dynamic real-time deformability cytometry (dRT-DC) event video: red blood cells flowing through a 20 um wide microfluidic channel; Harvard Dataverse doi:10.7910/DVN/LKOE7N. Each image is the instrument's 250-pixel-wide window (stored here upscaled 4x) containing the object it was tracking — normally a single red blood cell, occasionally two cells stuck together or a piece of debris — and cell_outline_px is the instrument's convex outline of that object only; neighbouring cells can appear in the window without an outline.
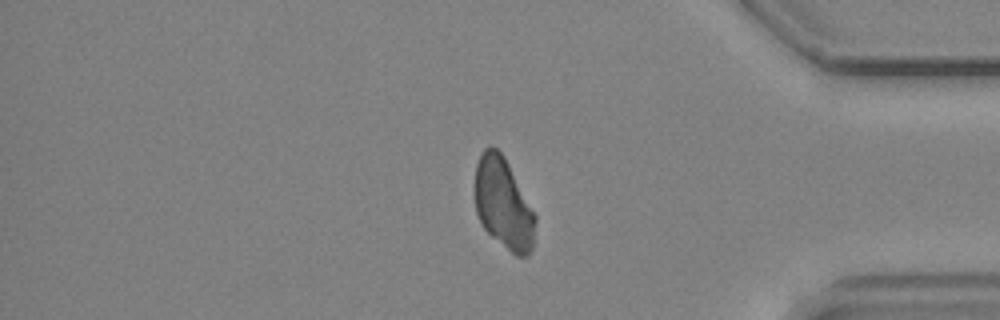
{"species": "common noctule bat (a hibernating species)", "species_latin": "Nyctalus noctula", "temperature_condition": "cold", "stored_images_in_passage": 41, "segment_of_instrument_passage": [1, 2], "camera_frame_rate_fps": 3000, "um_per_image_px": 0.085, "animal": {"sex": "male", "body_mass_g": 19.2, "forearm_length_mm": 51.8}, "frame": {"image": 1, "passage_image": 31, "time_ms": 10.0, "image_size_px": [1000, 320], "cell_outline_px": [[536, 220], [532, 248], [528, 256], [516, 256], [492, 236], [484, 228], [476, 212], [476, 164], [480, 152], [484, 148], [492, 144], [504, 156], [536, 216]], "centroid_in_image_um": [42.79, 17.29], "position_along_channel_um": 392.4, "area_um2": 31.67}}
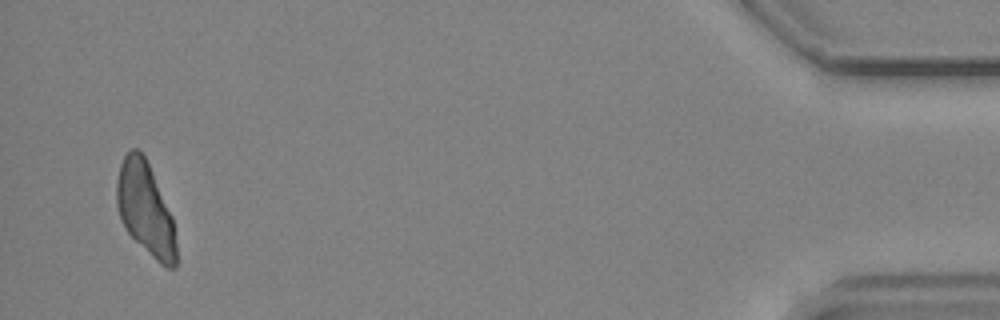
{"frame": {"image": 2, "passage_image": 38, "time_ms": 12.333, "image_size_px": [1000, 320], "cell_outline_px": [[176, 268], [164, 268], [128, 232], [120, 216], [116, 204], [116, 180], [120, 164], [124, 156], [132, 148], [136, 148], [144, 156], [148, 164], [172, 216], [176, 244]], "centroid_in_image_um": [12.35, 17.77], "position_along_channel_um": 422.8, "area_um2": 31.62}}